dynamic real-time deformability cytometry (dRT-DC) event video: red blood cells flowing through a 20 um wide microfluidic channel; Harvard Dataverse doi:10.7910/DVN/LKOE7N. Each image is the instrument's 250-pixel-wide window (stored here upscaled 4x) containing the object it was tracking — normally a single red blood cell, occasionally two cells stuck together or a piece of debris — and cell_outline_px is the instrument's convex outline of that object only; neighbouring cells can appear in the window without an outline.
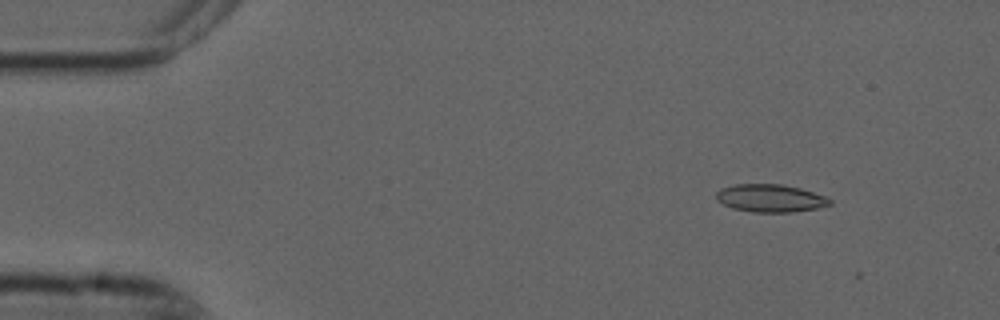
{"species": "common noctule bat (a hibernating species)", "species_latin": "Nyctalus noctula", "temperature_condition": "cold", "stored_images_in_passage": 6, "camera_frame_rate_fps": 3000, "um_per_image_px": 0.085, "animal": {"sex": "male", "forearm_length_mm": 52.5}, "frame": {"image": 1, "passage_image": 2, "time_ms": 0.333, "image_size_px": [1000, 320], "cell_outline_px": [[832, 204], [816, 208], [792, 212], [752, 212], [732, 208], [716, 200], [716, 192], [720, 188], [736, 184], [780, 184], [800, 188], [824, 196], [832, 200]], "centroid_in_image_um": [65.45, 16.84], "position_along_channel_um": 19.6, "area_um2": 18.32}}
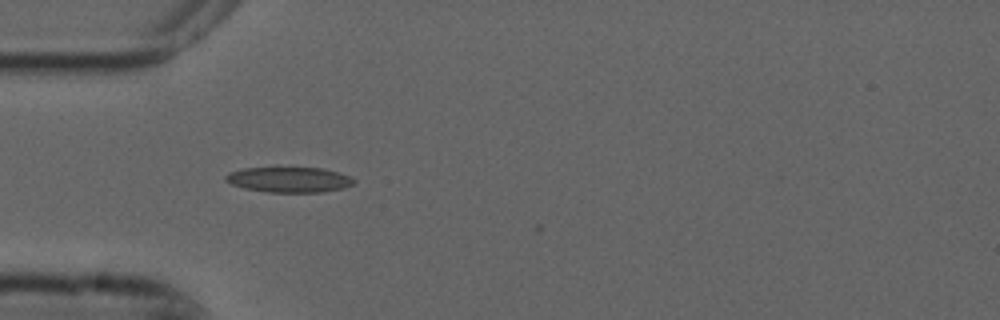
{"frame": {"image": 2, "passage_image": 5, "time_ms": 1.333, "image_size_px": [1000, 320], "cell_outline_px": [[356, 180], [352, 184], [344, 188], [324, 192], [268, 192], [244, 188], [232, 184], [224, 180], [224, 176], [228, 172], [244, 168], [276, 164], [324, 168], [348, 176]], "centroid_in_image_um": [24.51, 15.21], "position_along_channel_um": 60.5, "area_um2": 20.0}}
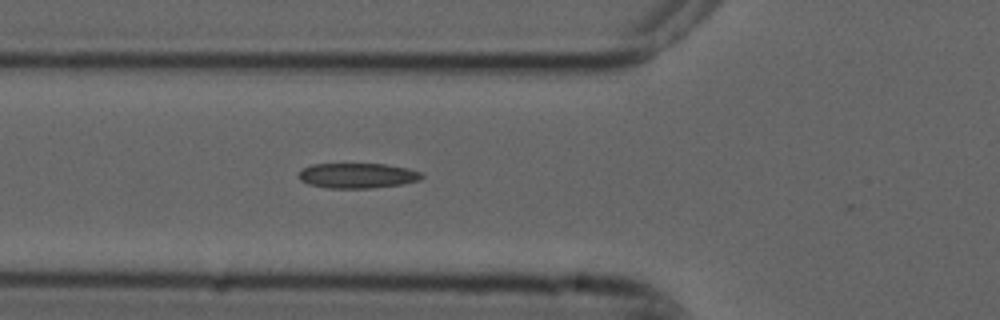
{"frame": {"image": 3, "passage_image": 6, "time_ms": 1.667, "image_size_px": [1000, 320], "cell_outline_px": [[424, 176], [420, 180], [404, 184], [372, 188], [328, 188], [308, 184], [300, 180], [296, 176], [304, 168], [312, 164], [384, 164], [408, 168], [424, 172]], "centroid_in_image_um": [30.42, 14.93], "position_along_channel_um": 95.4, "area_um2": 18.21}}